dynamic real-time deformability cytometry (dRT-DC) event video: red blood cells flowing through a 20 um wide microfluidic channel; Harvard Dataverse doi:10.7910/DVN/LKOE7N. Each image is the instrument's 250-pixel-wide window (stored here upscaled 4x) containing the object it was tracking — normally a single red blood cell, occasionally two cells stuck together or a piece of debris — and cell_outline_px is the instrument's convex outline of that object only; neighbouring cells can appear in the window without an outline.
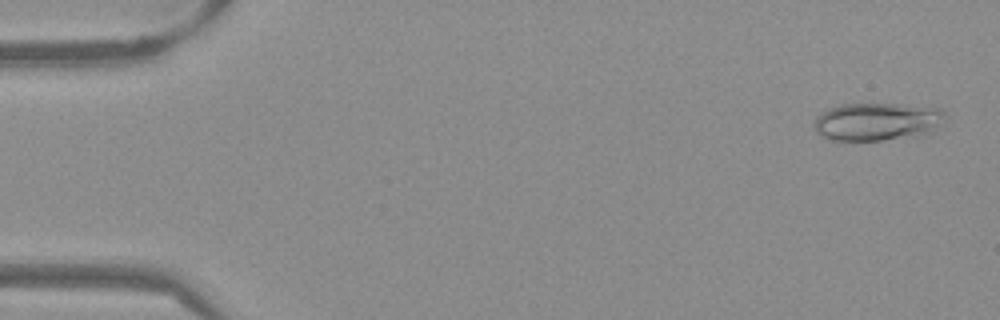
{"species": "Egyptian fruit bat (a non-hibernating species)", "species_latin": "Rousettus aegyptiacus", "temperature_condition": "warm", "stored_images_in_passage": 52, "camera_frame_rate_fps": 3000, "um_per_image_px": 0.085, "frame": {"image": 1, "passage_image": 2, "time_ms": 0.333, "image_size_px": [1000, 320], "cell_outline_px": [[948, 116], [932, 132], [916, 136], [880, 140], [832, 140], [820, 136], [816, 132], [816, 116], [828, 108], [840, 104], [900, 104], [940, 108]], "centroid_in_image_um": [74.58, 10.33], "position_along_channel_um": 10.4, "area_um2": 29.02}}
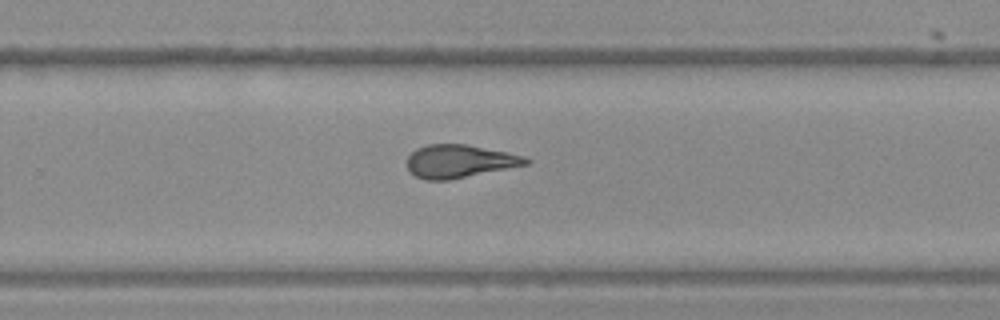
{"frame": {"image": 2, "passage_image": 34, "time_ms": 11.0, "image_size_px": [1000, 320], "cell_outline_px": [[532, 160], [528, 164], [448, 180], [424, 180], [408, 172], [408, 156], [416, 148], [428, 144], [464, 144], [508, 152], [524, 156]], "centroid_in_image_um": [39.04, 13.7], "position_along_channel_um": 290.8, "area_um2": 22.77}}
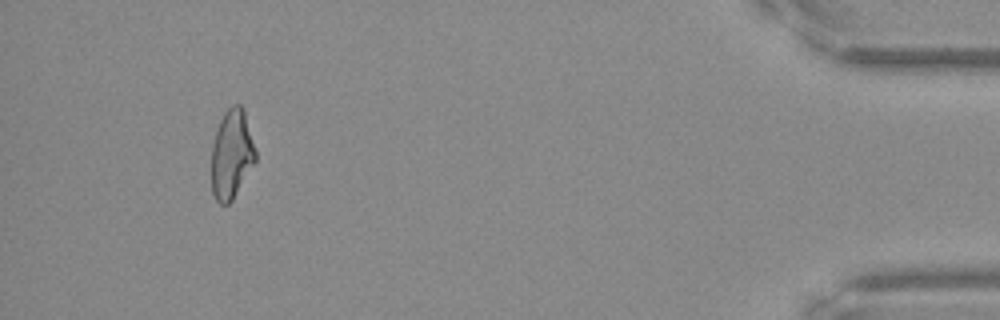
{"frame": {"image": 3, "passage_image": 49, "time_ms": 16.0, "image_size_px": [1000, 320], "cell_outline_px": [[256, 160], [232, 200], [228, 204], [220, 204], [216, 200], [212, 192], [212, 144], [216, 128], [224, 112], [232, 104], [240, 104], [244, 108], [256, 152]], "centroid_in_image_um": [19.68, 13.08], "position_along_channel_um": 415.5, "area_um2": 22.89}, "authors_computed_cell_mechanics": {"area_um2": 23.4957, "velocity_mm_per_s": 3.8506, "shape_relaxation_time_tau1_ms": null, "shape_relaxation_time_tau2_ms": 2.1954, "deformation_change_tau1": null, "deformation_change_tau2": 0.1059}}